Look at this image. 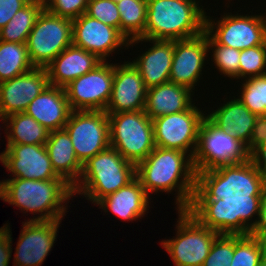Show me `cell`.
I'll use <instances>...</instances> for the list:
<instances>
[{"mask_svg":"<svg viewBox=\"0 0 266 266\" xmlns=\"http://www.w3.org/2000/svg\"><path fill=\"white\" fill-rule=\"evenodd\" d=\"M136 178L149 196L177 191L174 201L177 210L197 209L216 197L197 176L192 158L176 149L155 146L154 150L136 165Z\"/></svg>","mask_w":266,"mask_h":266,"instance_id":"1","label":"cell"},{"mask_svg":"<svg viewBox=\"0 0 266 266\" xmlns=\"http://www.w3.org/2000/svg\"><path fill=\"white\" fill-rule=\"evenodd\" d=\"M176 212V235L161 241L175 266H202L216 237L237 217L226 196H216L197 209Z\"/></svg>","mask_w":266,"mask_h":266,"instance_id":"2","label":"cell"},{"mask_svg":"<svg viewBox=\"0 0 266 266\" xmlns=\"http://www.w3.org/2000/svg\"><path fill=\"white\" fill-rule=\"evenodd\" d=\"M192 161L204 184L216 196H225L243 178L249 153L244 143L205 117Z\"/></svg>","mask_w":266,"mask_h":266,"instance_id":"3","label":"cell"},{"mask_svg":"<svg viewBox=\"0 0 266 266\" xmlns=\"http://www.w3.org/2000/svg\"><path fill=\"white\" fill-rule=\"evenodd\" d=\"M74 197L73 187L64 179L31 180L7 178L0 181V199L23 213L37 215L28 221L62 220ZM66 205V206H65Z\"/></svg>","mask_w":266,"mask_h":266,"instance_id":"4","label":"cell"},{"mask_svg":"<svg viewBox=\"0 0 266 266\" xmlns=\"http://www.w3.org/2000/svg\"><path fill=\"white\" fill-rule=\"evenodd\" d=\"M200 0H147L145 38L184 40L205 32L206 11Z\"/></svg>","mask_w":266,"mask_h":266,"instance_id":"5","label":"cell"},{"mask_svg":"<svg viewBox=\"0 0 266 266\" xmlns=\"http://www.w3.org/2000/svg\"><path fill=\"white\" fill-rule=\"evenodd\" d=\"M136 178V165L109 146L83 164L82 174L73 187L75 195H83L92 204L128 185Z\"/></svg>","mask_w":266,"mask_h":266,"instance_id":"6","label":"cell"},{"mask_svg":"<svg viewBox=\"0 0 266 266\" xmlns=\"http://www.w3.org/2000/svg\"><path fill=\"white\" fill-rule=\"evenodd\" d=\"M110 146L137 165L155 148L153 123L144 110L107 113Z\"/></svg>","mask_w":266,"mask_h":266,"instance_id":"7","label":"cell"},{"mask_svg":"<svg viewBox=\"0 0 266 266\" xmlns=\"http://www.w3.org/2000/svg\"><path fill=\"white\" fill-rule=\"evenodd\" d=\"M205 33L215 44L238 50L266 45V13L243 15L226 12L217 20L206 13Z\"/></svg>","mask_w":266,"mask_h":266,"instance_id":"8","label":"cell"},{"mask_svg":"<svg viewBox=\"0 0 266 266\" xmlns=\"http://www.w3.org/2000/svg\"><path fill=\"white\" fill-rule=\"evenodd\" d=\"M70 45H72V20L59 17L44 8L26 41L32 65L46 68Z\"/></svg>","mask_w":266,"mask_h":266,"instance_id":"9","label":"cell"},{"mask_svg":"<svg viewBox=\"0 0 266 266\" xmlns=\"http://www.w3.org/2000/svg\"><path fill=\"white\" fill-rule=\"evenodd\" d=\"M205 117L206 110L203 112L193 103L183 112L153 119L155 146L180 150L192 158L197 147L199 128Z\"/></svg>","mask_w":266,"mask_h":266,"instance_id":"10","label":"cell"},{"mask_svg":"<svg viewBox=\"0 0 266 266\" xmlns=\"http://www.w3.org/2000/svg\"><path fill=\"white\" fill-rule=\"evenodd\" d=\"M64 129L82 165L110 146L109 118L105 111L72 110Z\"/></svg>","mask_w":266,"mask_h":266,"instance_id":"11","label":"cell"},{"mask_svg":"<svg viewBox=\"0 0 266 266\" xmlns=\"http://www.w3.org/2000/svg\"><path fill=\"white\" fill-rule=\"evenodd\" d=\"M114 64L102 61L88 73L64 87L73 111H105L111 97Z\"/></svg>","mask_w":266,"mask_h":266,"instance_id":"12","label":"cell"},{"mask_svg":"<svg viewBox=\"0 0 266 266\" xmlns=\"http://www.w3.org/2000/svg\"><path fill=\"white\" fill-rule=\"evenodd\" d=\"M128 43L117 28L86 13L72 20V44L96 55L102 61H107L117 49V52L124 47L129 49Z\"/></svg>","mask_w":266,"mask_h":266,"instance_id":"13","label":"cell"},{"mask_svg":"<svg viewBox=\"0 0 266 266\" xmlns=\"http://www.w3.org/2000/svg\"><path fill=\"white\" fill-rule=\"evenodd\" d=\"M0 153V163L10 172V178L50 180L59 177L51 164L44 145L6 144Z\"/></svg>","mask_w":266,"mask_h":266,"instance_id":"14","label":"cell"},{"mask_svg":"<svg viewBox=\"0 0 266 266\" xmlns=\"http://www.w3.org/2000/svg\"><path fill=\"white\" fill-rule=\"evenodd\" d=\"M208 53L211 52L208 46V36L205 32L190 39L174 40L170 82L195 91V86L204 74L202 69L206 63L209 64Z\"/></svg>","mask_w":266,"mask_h":266,"instance_id":"15","label":"cell"},{"mask_svg":"<svg viewBox=\"0 0 266 266\" xmlns=\"http://www.w3.org/2000/svg\"><path fill=\"white\" fill-rule=\"evenodd\" d=\"M61 221L22 222L12 266H41L57 240Z\"/></svg>","mask_w":266,"mask_h":266,"instance_id":"16","label":"cell"},{"mask_svg":"<svg viewBox=\"0 0 266 266\" xmlns=\"http://www.w3.org/2000/svg\"><path fill=\"white\" fill-rule=\"evenodd\" d=\"M146 87L138 69L131 60L114 63V79L106 113H122L144 110Z\"/></svg>","mask_w":266,"mask_h":266,"instance_id":"17","label":"cell"},{"mask_svg":"<svg viewBox=\"0 0 266 266\" xmlns=\"http://www.w3.org/2000/svg\"><path fill=\"white\" fill-rule=\"evenodd\" d=\"M49 78L46 68L30 71L0 83V110L5 117L22 113L46 87Z\"/></svg>","mask_w":266,"mask_h":266,"instance_id":"18","label":"cell"},{"mask_svg":"<svg viewBox=\"0 0 266 266\" xmlns=\"http://www.w3.org/2000/svg\"><path fill=\"white\" fill-rule=\"evenodd\" d=\"M142 42H150L151 47L131 62L138 69L146 89L170 82L174 40L137 38L129 41L128 48Z\"/></svg>","mask_w":266,"mask_h":266,"instance_id":"19","label":"cell"},{"mask_svg":"<svg viewBox=\"0 0 266 266\" xmlns=\"http://www.w3.org/2000/svg\"><path fill=\"white\" fill-rule=\"evenodd\" d=\"M225 196L233 202L237 217L247 229L258 238L265 237L266 183L234 186Z\"/></svg>","mask_w":266,"mask_h":266,"instance_id":"20","label":"cell"},{"mask_svg":"<svg viewBox=\"0 0 266 266\" xmlns=\"http://www.w3.org/2000/svg\"><path fill=\"white\" fill-rule=\"evenodd\" d=\"M71 111L64 88L49 85L24 112L51 132L64 129Z\"/></svg>","mask_w":266,"mask_h":266,"instance_id":"21","label":"cell"},{"mask_svg":"<svg viewBox=\"0 0 266 266\" xmlns=\"http://www.w3.org/2000/svg\"><path fill=\"white\" fill-rule=\"evenodd\" d=\"M152 198L141 186L140 181L135 178L125 187L120 188L100 199L95 205H99L105 214L107 212L116 215L124 221H136L145 216L150 208Z\"/></svg>","mask_w":266,"mask_h":266,"instance_id":"22","label":"cell"},{"mask_svg":"<svg viewBox=\"0 0 266 266\" xmlns=\"http://www.w3.org/2000/svg\"><path fill=\"white\" fill-rule=\"evenodd\" d=\"M101 62L102 60L96 55L72 44L46 67L49 84L64 88L74 79L93 70Z\"/></svg>","mask_w":266,"mask_h":266,"instance_id":"23","label":"cell"},{"mask_svg":"<svg viewBox=\"0 0 266 266\" xmlns=\"http://www.w3.org/2000/svg\"><path fill=\"white\" fill-rule=\"evenodd\" d=\"M194 91L189 88L167 82L146 90L145 113L151 119L183 112L194 102Z\"/></svg>","mask_w":266,"mask_h":266,"instance_id":"24","label":"cell"},{"mask_svg":"<svg viewBox=\"0 0 266 266\" xmlns=\"http://www.w3.org/2000/svg\"><path fill=\"white\" fill-rule=\"evenodd\" d=\"M225 99L216 110L206 113V117L218 128L228 131L245 145L249 142L257 115L253 114L237 97ZM230 100V101H229Z\"/></svg>","mask_w":266,"mask_h":266,"instance_id":"25","label":"cell"},{"mask_svg":"<svg viewBox=\"0 0 266 266\" xmlns=\"http://www.w3.org/2000/svg\"><path fill=\"white\" fill-rule=\"evenodd\" d=\"M45 146L55 173L74 187L80 179L83 165L76 157L67 131L65 129L51 131Z\"/></svg>","mask_w":266,"mask_h":266,"instance_id":"26","label":"cell"},{"mask_svg":"<svg viewBox=\"0 0 266 266\" xmlns=\"http://www.w3.org/2000/svg\"><path fill=\"white\" fill-rule=\"evenodd\" d=\"M7 144L44 145L50 132L25 112L6 117Z\"/></svg>","mask_w":266,"mask_h":266,"instance_id":"27","label":"cell"},{"mask_svg":"<svg viewBox=\"0 0 266 266\" xmlns=\"http://www.w3.org/2000/svg\"><path fill=\"white\" fill-rule=\"evenodd\" d=\"M43 9V0H30L0 30V40L13 43H26L30 31L33 29Z\"/></svg>","mask_w":266,"mask_h":266,"instance_id":"28","label":"cell"},{"mask_svg":"<svg viewBox=\"0 0 266 266\" xmlns=\"http://www.w3.org/2000/svg\"><path fill=\"white\" fill-rule=\"evenodd\" d=\"M263 259V248L258 237L254 236L239 220L234 219V254L231 266H258Z\"/></svg>","mask_w":266,"mask_h":266,"instance_id":"29","label":"cell"},{"mask_svg":"<svg viewBox=\"0 0 266 266\" xmlns=\"http://www.w3.org/2000/svg\"><path fill=\"white\" fill-rule=\"evenodd\" d=\"M33 68L26 43L0 40V83L22 75Z\"/></svg>","mask_w":266,"mask_h":266,"instance_id":"30","label":"cell"},{"mask_svg":"<svg viewBox=\"0 0 266 266\" xmlns=\"http://www.w3.org/2000/svg\"><path fill=\"white\" fill-rule=\"evenodd\" d=\"M117 6L120 15V32L128 41L145 38L147 0H120Z\"/></svg>","mask_w":266,"mask_h":266,"instance_id":"31","label":"cell"},{"mask_svg":"<svg viewBox=\"0 0 266 266\" xmlns=\"http://www.w3.org/2000/svg\"><path fill=\"white\" fill-rule=\"evenodd\" d=\"M237 98L255 115H266V75L244 79Z\"/></svg>","mask_w":266,"mask_h":266,"instance_id":"32","label":"cell"},{"mask_svg":"<svg viewBox=\"0 0 266 266\" xmlns=\"http://www.w3.org/2000/svg\"><path fill=\"white\" fill-rule=\"evenodd\" d=\"M234 254V220L216 237L202 266H231Z\"/></svg>","mask_w":266,"mask_h":266,"instance_id":"33","label":"cell"},{"mask_svg":"<svg viewBox=\"0 0 266 266\" xmlns=\"http://www.w3.org/2000/svg\"><path fill=\"white\" fill-rule=\"evenodd\" d=\"M209 51L212 50L211 61L214 62L215 68H217L220 75L228 77L229 79H239V60L240 50L224 45L215 44L208 37Z\"/></svg>","mask_w":266,"mask_h":266,"instance_id":"34","label":"cell"},{"mask_svg":"<svg viewBox=\"0 0 266 266\" xmlns=\"http://www.w3.org/2000/svg\"><path fill=\"white\" fill-rule=\"evenodd\" d=\"M239 81L266 75V45L240 50Z\"/></svg>","mask_w":266,"mask_h":266,"instance_id":"35","label":"cell"},{"mask_svg":"<svg viewBox=\"0 0 266 266\" xmlns=\"http://www.w3.org/2000/svg\"><path fill=\"white\" fill-rule=\"evenodd\" d=\"M266 183V142L249 154V166L235 186H257Z\"/></svg>","mask_w":266,"mask_h":266,"instance_id":"36","label":"cell"},{"mask_svg":"<svg viewBox=\"0 0 266 266\" xmlns=\"http://www.w3.org/2000/svg\"><path fill=\"white\" fill-rule=\"evenodd\" d=\"M86 14L120 31V15L113 0H88Z\"/></svg>","mask_w":266,"mask_h":266,"instance_id":"37","label":"cell"},{"mask_svg":"<svg viewBox=\"0 0 266 266\" xmlns=\"http://www.w3.org/2000/svg\"><path fill=\"white\" fill-rule=\"evenodd\" d=\"M44 8L59 17L74 20L86 13L88 0H43Z\"/></svg>","mask_w":266,"mask_h":266,"instance_id":"38","label":"cell"},{"mask_svg":"<svg viewBox=\"0 0 266 266\" xmlns=\"http://www.w3.org/2000/svg\"><path fill=\"white\" fill-rule=\"evenodd\" d=\"M266 142V115L256 117L249 142L245 145L250 154L256 147Z\"/></svg>","mask_w":266,"mask_h":266,"instance_id":"39","label":"cell"},{"mask_svg":"<svg viewBox=\"0 0 266 266\" xmlns=\"http://www.w3.org/2000/svg\"><path fill=\"white\" fill-rule=\"evenodd\" d=\"M10 224L6 223L0 228V266H8L12 255V232Z\"/></svg>","mask_w":266,"mask_h":266,"instance_id":"40","label":"cell"},{"mask_svg":"<svg viewBox=\"0 0 266 266\" xmlns=\"http://www.w3.org/2000/svg\"><path fill=\"white\" fill-rule=\"evenodd\" d=\"M30 0H0V30L13 18L16 12Z\"/></svg>","mask_w":266,"mask_h":266,"instance_id":"41","label":"cell"},{"mask_svg":"<svg viewBox=\"0 0 266 266\" xmlns=\"http://www.w3.org/2000/svg\"><path fill=\"white\" fill-rule=\"evenodd\" d=\"M263 248V258L266 260V236L259 238Z\"/></svg>","mask_w":266,"mask_h":266,"instance_id":"42","label":"cell"},{"mask_svg":"<svg viewBox=\"0 0 266 266\" xmlns=\"http://www.w3.org/2000/svg\"><path fill=\"white\" fill-rule=\"evenodd\" d=\"M0 122H3V124H5V123H7L6 122V117L3 115V113L1 112V110H0Z\"/></svg>","mask_w":266,"mask_h":266,"instance_id":"43","label":"cell"},{"mask_svg":"<svg viewBox=\"0 0 266 266\" xmlns=\"http://www.w3.org/2000/svg\"><path fill=\"white\" fill-rule=\"evenodd\" d=\"M258 266H266V260L263 258V259L259 262Z\"/></svg>","mask_w":266,"mask_h":266,"instance_id":"44","label":"cell"}]
</instances>
